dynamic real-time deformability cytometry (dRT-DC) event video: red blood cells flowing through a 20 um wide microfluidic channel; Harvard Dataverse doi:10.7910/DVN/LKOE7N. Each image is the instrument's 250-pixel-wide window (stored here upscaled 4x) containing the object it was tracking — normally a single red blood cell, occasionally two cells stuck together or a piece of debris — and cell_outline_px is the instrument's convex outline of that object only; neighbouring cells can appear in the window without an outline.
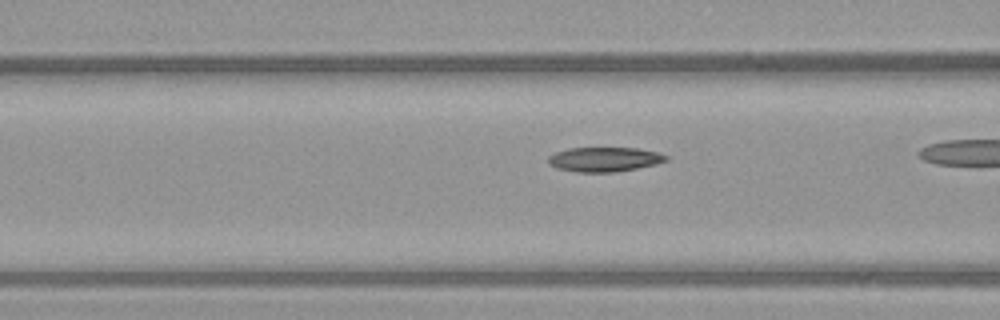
{"species": "common noctule bat (a hibernating species)", "species_latin": "Nyctalus noctula", "temperature_condition": "warm", "stored_images_in_passage": 36, "camera_frame_rate_fps": 3000, "um_per_image_px": 0.085, "animal": {"sex": "female", "body_mass_g": 21.9}, "frame": {"image": 1, "passage_image": 16, "time_ms": 5.0, "image_size_px": [1000, 320], "cell_outline_px": [[668, 160], [656, 164], [616, 172], [576, 172], [556, 168], [548, 164], [548, 156], [556, 152], [568, 148], [636, 148], [656, 152], [668, 156]], "centroid_in_image_um": [51.34, 13.55], "position_along_channel_um": 115.3, "area_um2": 16.82}}